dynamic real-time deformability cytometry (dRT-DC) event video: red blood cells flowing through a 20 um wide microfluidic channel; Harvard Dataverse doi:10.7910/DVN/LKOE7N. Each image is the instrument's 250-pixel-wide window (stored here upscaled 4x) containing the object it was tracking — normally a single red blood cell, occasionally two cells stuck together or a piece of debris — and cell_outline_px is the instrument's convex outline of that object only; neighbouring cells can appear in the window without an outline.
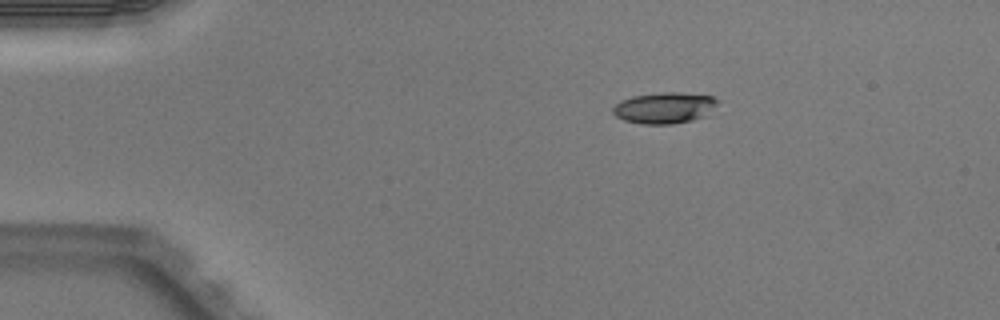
{"species": "Egyptian fruit bat (a non-hibernating species)", "species_latin": "Rousettus aegyptiacus", "temperature_condition": "warm", "stored_images_in_passage": 4, "camera_frame_rate_fps": 3000, "um_per_image_px": 0.085, "animal": {"sex": "male"}, "frame": {"image": 1, "passage_image": 1, "time_ms": 0.0, "image_size_px": [1000, 320], "cell_outline_px": [[720, 100], [712, 116], [672, 124], [640, 124], [624, 120], [616, 116], [612, 112], [612, 108], [620, 100], [632, 96], [664, 92], [676, 92], [712, 96]], "centroid_in_image_um": [56.55, 9.18], "position_along_channel_um": 28.4, "area_um2": 19.48}}
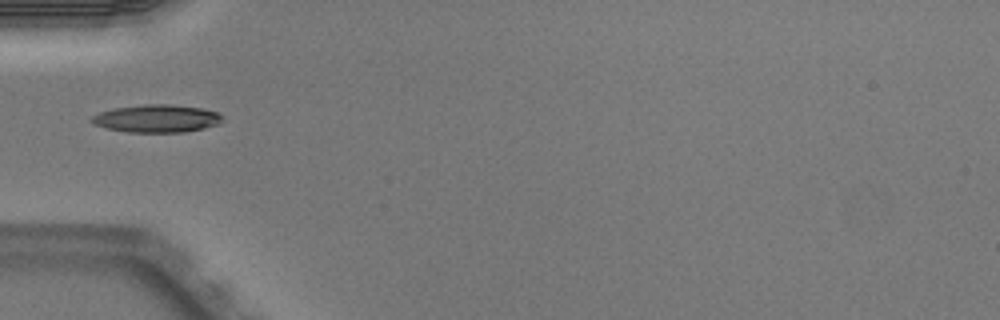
{"frame": {"image": 2, "passage_image": 3, "time_ms": 0.667, "image_size_px": [1000, 320], "cell_outline_px": [[224, 120], [216, 124], [204, 128], [184, 132], [128, 132], [108, 128], [96, 124], [88, 120], [92, 116], [100, 112], [112, 108], [148, 104], [172, 104], [200, 108], [220, 112]], "centroid_in_image_um": [13.34, 10.06], "position_along_channel_um": 71.7, "area_um2": 21.1}}